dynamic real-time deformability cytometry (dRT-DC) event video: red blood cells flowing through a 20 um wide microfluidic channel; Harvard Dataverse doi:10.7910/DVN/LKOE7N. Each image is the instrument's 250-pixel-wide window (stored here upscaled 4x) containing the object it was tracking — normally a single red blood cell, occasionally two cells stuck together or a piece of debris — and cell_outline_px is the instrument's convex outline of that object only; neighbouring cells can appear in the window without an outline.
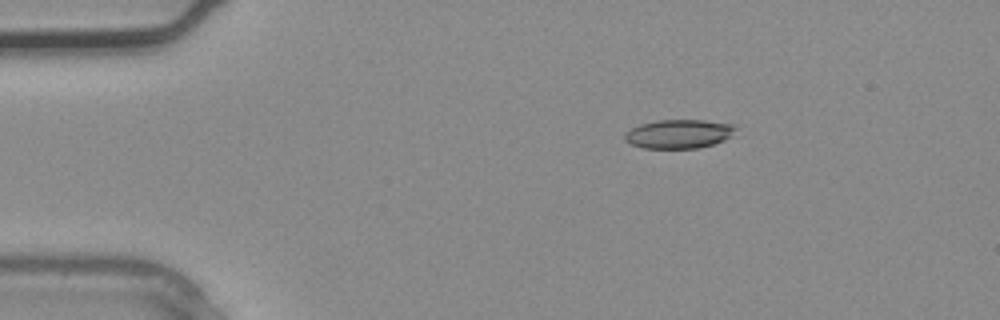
{"species": "common noctule bat (a hibernating species)", "species_latin": "Nyctalus noctula", "temperature_condition": "warm", "stored_images_in_passage": 2, "camera_frame_rate_fps": 3000, "um_per_image_px": 0.085, "animal": {"sex": "male", "body_mass_g": 20.4}, "frame": {"image": 1, "passage_image": 2, "time_ms": 0.333, "image_size_px": [1000, 320], "cell_outline_px": [[736, 128], [724, 140], [700, 148], [644, 148], [628, 144], [624, 140], [624, 136], [632, 128], [640, 124], [656, 120], [704, 120], [736, 124]], "centroid_in_image_um": [57.67, 11.38], "position_along_channel_um": 27.3, "area_um2": 18.61}}